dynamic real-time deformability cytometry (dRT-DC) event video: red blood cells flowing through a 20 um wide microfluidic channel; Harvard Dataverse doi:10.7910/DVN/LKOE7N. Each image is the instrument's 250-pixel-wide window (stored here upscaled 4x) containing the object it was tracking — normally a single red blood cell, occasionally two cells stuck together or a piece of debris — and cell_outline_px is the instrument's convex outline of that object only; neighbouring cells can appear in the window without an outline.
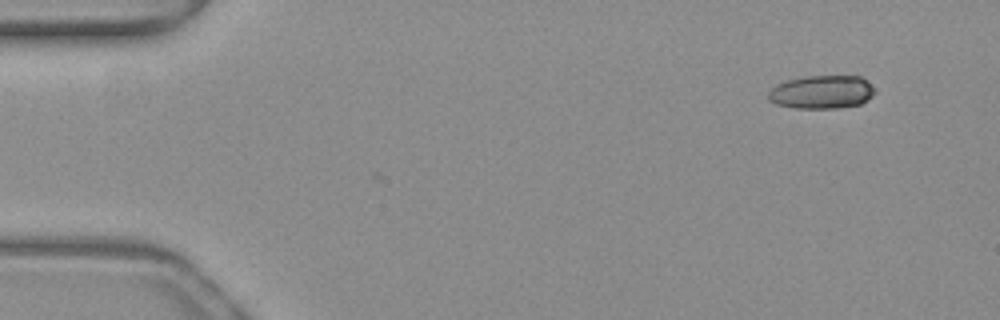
{"species": "common noctule bat (a hibernating species)", "species_latin": "Nyctalus noctula", "temperature_condition": "warm", "stored_images_in_passage": 41, "camera_frame_rate_fps": 3000, "um_per_image_px": 0.085, "animal": {"sex": "female", "body_mass_g": 19.3, "forearm_length_mm": 54.1}, "frame": {"image": 1, "passage_image": 1, "time_ms": 0.0, "image_size_px": [1000, 320], "cell_outline_px": [[876, 92], [868, 100], [860, 104], [836, 108], [792, 108], [776, 104], [768, 100], [768, 92], [776, 84], [788, 80], [804, 76], [860, 76]], "centroid_in_image_um": [69.81, 7.83], "position_along_channel_um": 15.2, "area_um2": 20.63}}
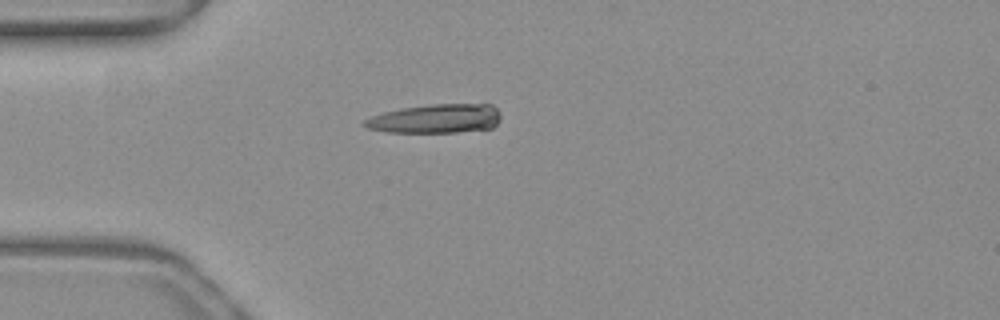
{"frame": {"image": 2, "passage_image": 11, "time_ms": 3.333, "image_size_px": [1000, 320], "cell_outline_px": [[500, 120], [492, 128], [456, 132], [388, 132], [368, 128], [360, 124], [364, 120], [372, 116], [384, 112], [400, 108], [432, 104], [492, 104], [500, 112]], "centroid_in_image_um": [37.04, 10.08], "position_along_channel_um": 48.0, "area_um2": 23.12}}